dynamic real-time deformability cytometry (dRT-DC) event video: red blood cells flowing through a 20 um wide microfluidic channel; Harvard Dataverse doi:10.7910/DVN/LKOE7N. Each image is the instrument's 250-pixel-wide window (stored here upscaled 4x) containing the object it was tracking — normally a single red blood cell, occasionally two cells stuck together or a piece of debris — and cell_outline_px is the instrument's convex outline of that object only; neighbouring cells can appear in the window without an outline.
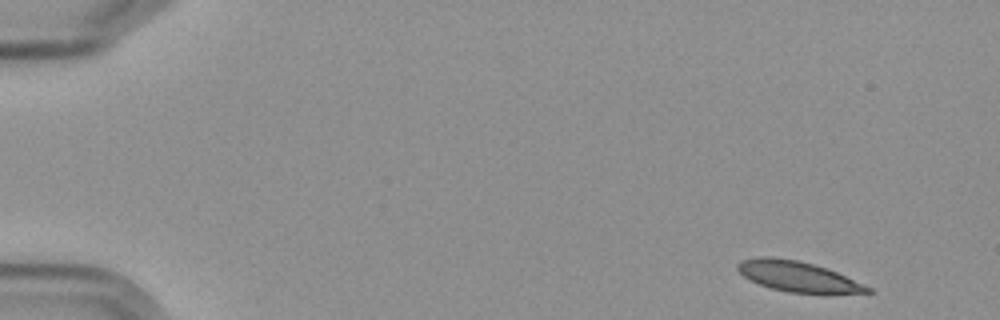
{"species": "Egyptian fruit bat (a non-hibernating species)", "species_latin": "Rousettus aegyptiacus", "temperature_condition": "cold", "stored_images_in_passage": 5, "camera_frame_rate_fps": 3000, "um_per_image_px": 0.085, "frame": {"image": 1, "passage_image": 1, "time_ms": 0.0, "image_size_px": [1000, 320], "cell_outline_px": [[872, 292], [788, 292], [772, 288], [760, 284], [744, 276], [736, 268], [736, 264], [740, 260], [760, 256], [768, 256], [796, 260], [812, 264], [836, 272], [872, 288]], "centroid_in_image_um": [67.72, 23.47], "position_along_channel_um": 17.3, "area_um2": 22.2}}
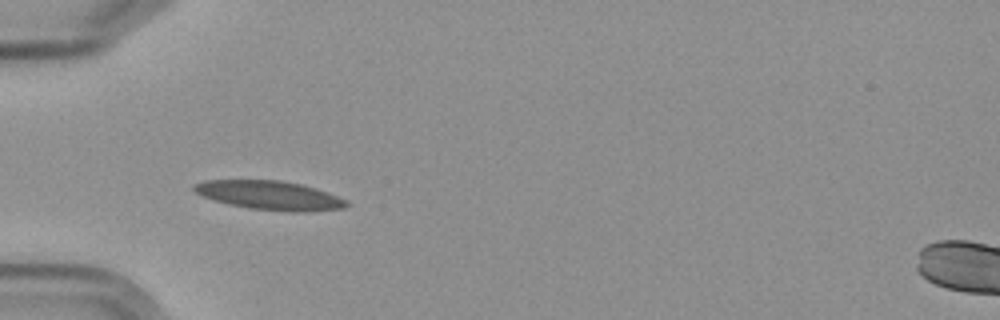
{"frame": {"image": 2, "passage_image": 5, "time_ms": 4.667, "image_size_px": [1000, 320], "cell_outline_px": [[348, 204], [344, 208], [304, 212], [288, 212], [248, 208], [228, 204], [212, 200], [200, 196], [192, 188], [192, 184], [204, 180], [280, 180], [300, 184], [316, 188], [328, 192], [348, 200]], "centroid_in_image_um": [22.89, 16.6], "position_along_channel_um": 62.1, "area_um2": 26.01}}